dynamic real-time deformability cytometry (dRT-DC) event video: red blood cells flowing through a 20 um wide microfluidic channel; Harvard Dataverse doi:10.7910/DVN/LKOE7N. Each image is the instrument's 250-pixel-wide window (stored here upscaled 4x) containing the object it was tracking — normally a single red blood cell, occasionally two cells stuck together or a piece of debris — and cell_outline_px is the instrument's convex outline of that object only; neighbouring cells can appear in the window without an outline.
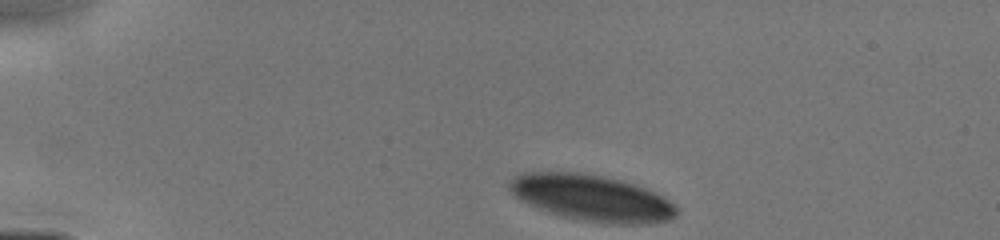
{"species": "human", "species_latin": "Homo sapiens", "temperature_condition": "cold", "stored_images_in_passage": 14, "camera_frame_rate_fps": 3000, "um_per_image_px": 0.085, "donor": {"sex": "male"}, "frame": {"image": 1, "passage_image": 1, "time_ms": 0.0, "image_size_px": [1000, 240], "cell_outline_px": [[680, 212], [676, 216], [668, 220], [652, 224], [616, 224], [580, 220], [560, 216], [548, 212], [528, 204], [512, 196], [508, 188], [508, 184], [520, 172], [580, 172], [604, 176], [636, 184], [648, 188], [664, 196]], "centroid_in_image_um": [50.31, 16.82], "position_along_channel_um": 34.7, "area_um2": 45.55}}
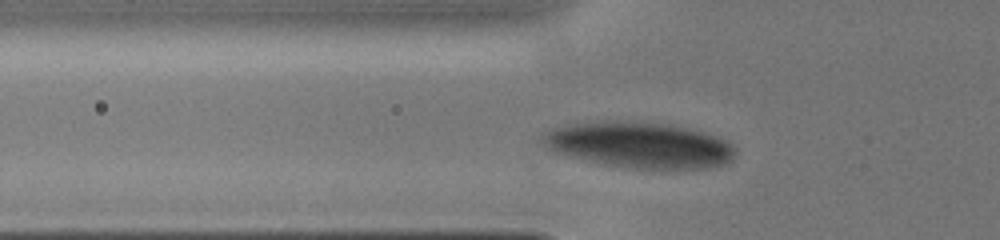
{"frame": {"image": 2, "passage_image": 12, "time_ms": 2.333, "image_size_px": [1000, 240], "cell_outline_px": [[736, 152], [732, 160], [724, 164], [708, 168], [636, 168], [608, 164], [568, 156], [556, 152], [544, 140], [544, 132], [552, 128], [568, 124], [600, 120], [616, 120], [664, 124], [688, 128], [704, 132], [716, 136], [732, 144], [736, 148]], "centroid_in_image_um": [54.4, 12.3], "position_along_channel_um": 71.4, "area_um2": 50.92}}